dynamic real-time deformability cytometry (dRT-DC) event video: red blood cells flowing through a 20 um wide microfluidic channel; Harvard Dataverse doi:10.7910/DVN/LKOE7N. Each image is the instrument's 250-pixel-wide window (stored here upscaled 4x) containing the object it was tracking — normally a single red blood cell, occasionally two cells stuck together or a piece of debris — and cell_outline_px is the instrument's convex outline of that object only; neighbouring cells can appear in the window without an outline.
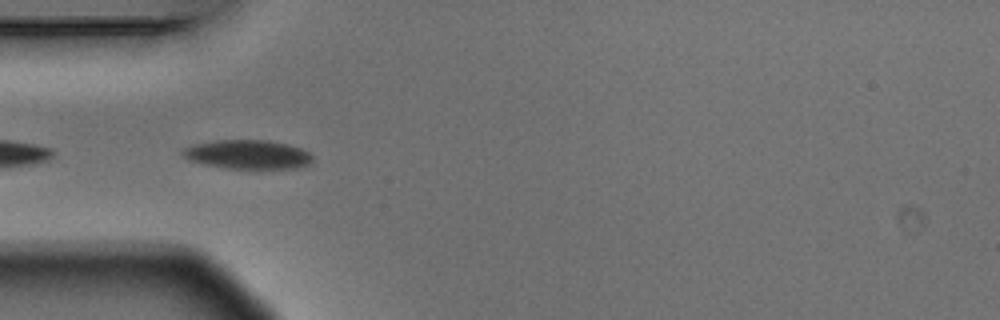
{"species": "Egyptian fruit bat (a non-hibernating species)", "species_latin": "Rousettus aegyptiacus", "temperature_condition": "warm", "stored_images_in_passage": 6, "camera_frame_rate_fps": 3000, "um_per_image_px": 0.085, "animal": {"sex": "male"}, "frame": {"image": 1, "passage_image": 5, "time_ms": 1.333, "image_size_px": [1000, 320], "cell_outline_px": [[312, 160], [308, 164], [296, 168], [228, 168], [204, 164], [188, 160], [180, 152], [180, 148], [196, 144], [216, 140], [268, 140], [288, 144], [300, 148], [308, 152], [312, 156]], "centroid_in_image_um": [21.02, 13.12], "position_along_channel_um": 64.0, "area_um2": 21.85}}
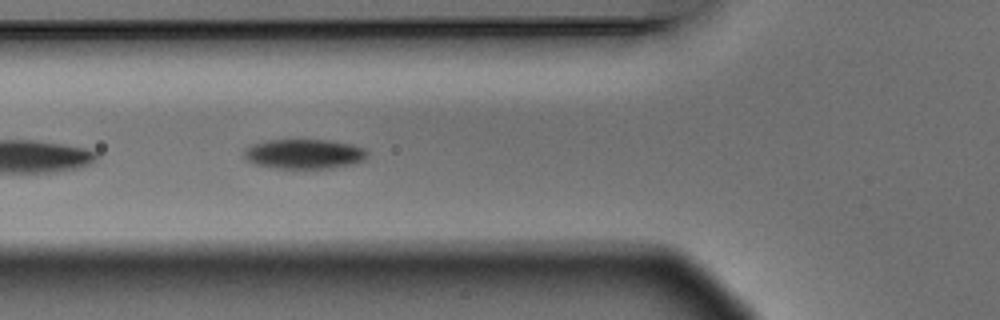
{"frame": {"image": 2, "passage_image": 6, "time_ms": 1.667, "image_size_px": [1000, 320], "cell_outline_px": [[368, 156], [364, 160], [352, 164], [332, 168], [272, 168], [256, 164], [248, 160], [244, 156], [244, 148], [252, 144], [268, 140], [332, 140], [352, 144], [364, 148], [368, 152]], "centroid_in_image_um": [25.87, 13.08], "position_along_channel_um": 99.9, "area_um2": 21.44}}